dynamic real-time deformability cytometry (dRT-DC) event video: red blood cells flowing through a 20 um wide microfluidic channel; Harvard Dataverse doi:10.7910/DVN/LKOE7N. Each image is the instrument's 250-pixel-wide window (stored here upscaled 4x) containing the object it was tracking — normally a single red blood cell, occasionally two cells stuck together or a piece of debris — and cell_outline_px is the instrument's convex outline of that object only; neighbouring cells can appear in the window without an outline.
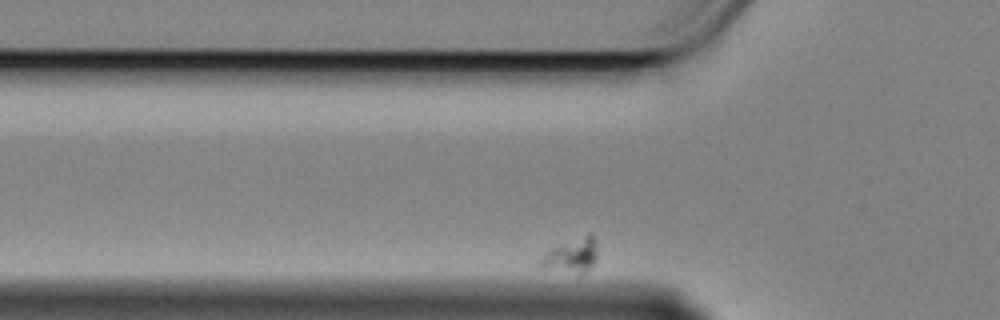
{"species": "Egyptian fruit bat (a non-hibernating species)", "species_latin": "Rousettus aegyptiacus", "temperature_condition": "cold", "stored_images_in_passage": 40, "camera_frame_rate_fps": 3000, "um_per_image_px": 0.085, "animal": {"sex": "female"}, "frame": {"image": 1, "passage_image": 2, "time_ms": 0.333, "image_size_px": [1000, 320], "cell_outline_px": [[596, 260], [584, 272], [580, 272], [544, 268], [536, 264], [552, 248], [560, 244], [588, 232], [592, 232], [596, 240]], "centroid_in_image_um": [48.61, 21.64], "position_along_channel_um": 77.2, "area_um2": 11.04}}
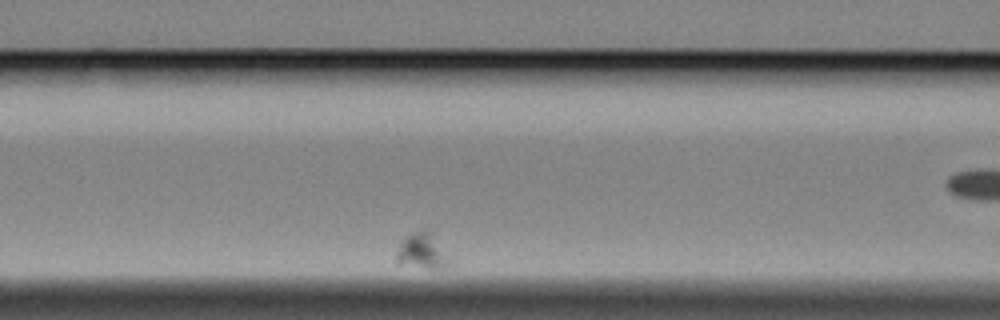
{"frame": {"image": 2, "passage_image": 9, "time_ms": 2.667, "image_size_px": [1000, 320], "cell_outline_px": [[452, 260], [444, 268], [428, 268], [396, 264], [396, 256], [400, 240], [404, 236], [412, 232], [428, 232]], "centroid_in_image_um": [35.81, 21.4], "position_along_channel_um": 130.8, "area_um2": 10.69}}